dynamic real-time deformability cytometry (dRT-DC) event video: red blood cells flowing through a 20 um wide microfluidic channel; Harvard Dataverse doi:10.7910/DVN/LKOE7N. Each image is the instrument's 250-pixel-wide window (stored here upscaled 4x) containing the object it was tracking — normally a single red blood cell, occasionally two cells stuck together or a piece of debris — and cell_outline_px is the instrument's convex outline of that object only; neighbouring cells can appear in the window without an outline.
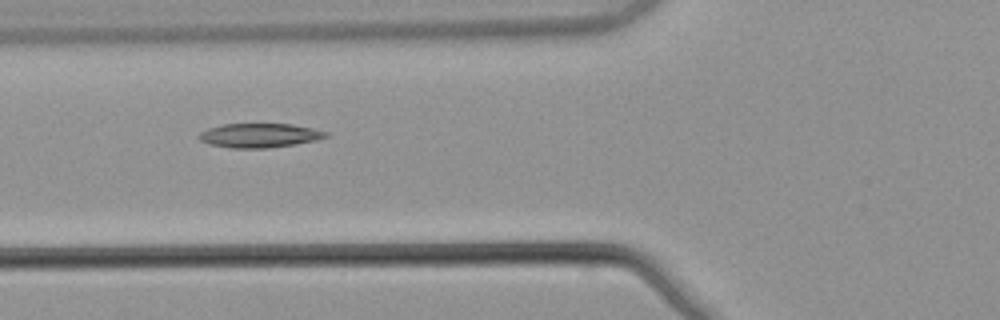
{"species": "common noctule bat (a hibernating species)", "species_latin": "Nyctalus noctula", "temperature_condition": "warm", "stored_images_in_passage": 6, "camera_frame_rate_fps": 3000, "um_per_image_px": 0.085, "animal": {"sex": "male", "body_mass_g": 21.5, "forearm_length_mm": 52.0}, "frame": {"image": 1, "passage_image": 3, "time_ms": 0.667, "image_size_px": [1000, 320], "cell_outline_px": [[328, 136], [316, 140], [268, 148], [228, 148], [208, 144], [200, 140], [196, 136], [200, 132], [208, 128], [224, 124], [292, 124], [312, 128], [328, 132]], "centroid_in_image_um": [22.0, 11.51], "position_along_channel_um": 103.8, "area_um2": 17.86}}
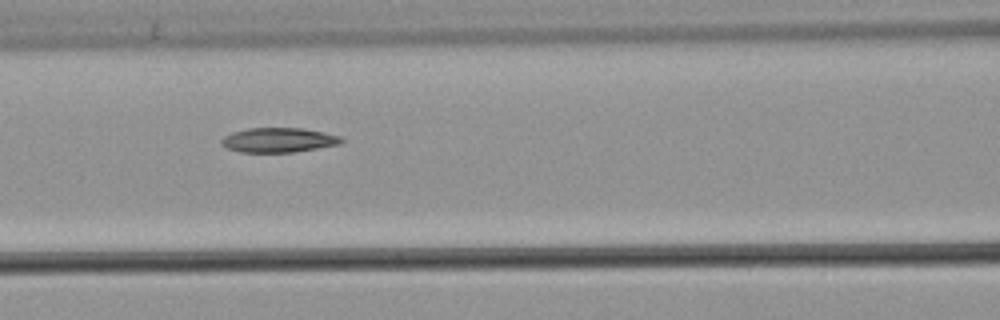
{"frame": {"image": 2, "passage_image": 4, "time_ms": 1.0, "image_size_px": [1000, 320], "cell_outline_px": [[344, 140], [340, 144], [292, 152], [240, 152], [228, 148], [220, 144], [220, 140], [224, 136], [232, 132], [248, 128], [304, 128], [324, 132], [340, 136]], "centroid_in_image_um": [23.66, 11.89], "position_along_channel_um": 142.9, "area_um2": 17.17}}